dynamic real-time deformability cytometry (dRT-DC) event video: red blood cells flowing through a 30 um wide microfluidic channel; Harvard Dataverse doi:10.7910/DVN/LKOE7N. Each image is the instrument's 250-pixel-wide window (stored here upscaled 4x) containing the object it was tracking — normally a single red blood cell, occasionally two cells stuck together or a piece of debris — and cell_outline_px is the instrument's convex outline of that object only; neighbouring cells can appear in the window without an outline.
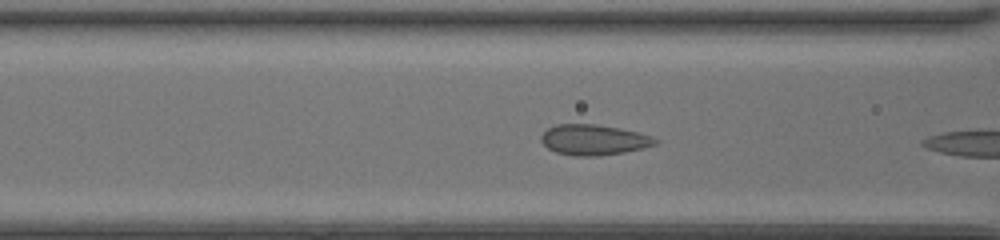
{"species": "common noctule bat (a hibernating species)", "species_latin": "Nyctalus noctula", "temperature_condition": "room temperature", "stored_images_in_passage": 6, "camera_frame_rate_fps": 3000, "um_per_image_px": 0.085, "animal": {"sex": "female", "body_mass_g": 20.0, "forearm_length_mm": 54.0}, "frame": {"image": 1, "passage_image": 5, "time_ms": 1.333, "image_size_px": [1000, 240], "cell_outline_px": [[660, 140], [656, 144], [624, 152], [596, 156], [576, 156], [556, 152], [548, 148], [540, 140], [540, 136], [548, 128], [556, 124], [596, 124], [620, 128], [652, 136]], "centroid_in_image_um": [50.45, 11.88], "position_along_channel_um": 116.2, "area_um2": 20.17}}